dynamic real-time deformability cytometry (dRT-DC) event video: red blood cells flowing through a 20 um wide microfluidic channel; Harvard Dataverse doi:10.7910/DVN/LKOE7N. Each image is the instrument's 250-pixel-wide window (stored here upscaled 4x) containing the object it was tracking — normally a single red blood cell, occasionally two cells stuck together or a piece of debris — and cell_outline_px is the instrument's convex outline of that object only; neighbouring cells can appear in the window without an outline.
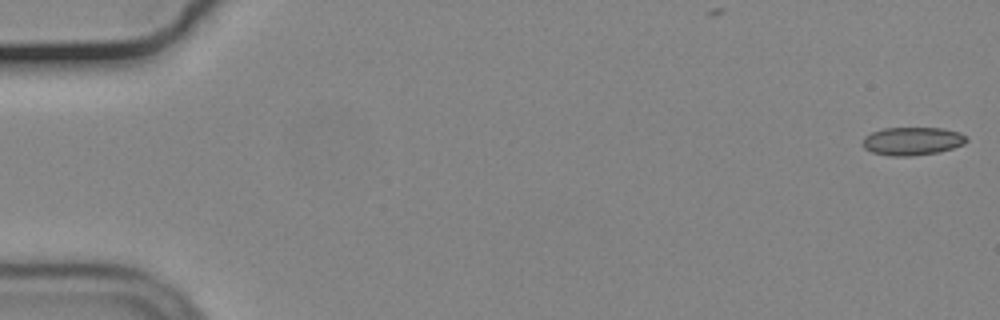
{"species": "common noctule bat (a hibernating species)", "species_latin": "Nyctalus noctula", "temperature_condition": "cold", "stored_images_in_passage": 55, "camera_frame_rate_fps": 3000, "um_per_image_px": 0.085, "animal": {"sex": "male", "body_mass_g": 19.2, "forearm_length_mm": 51.8}, "frame": {"image": 1, "passage_image": 1, "time_ms": 0.0, "image_size_px": [1000, 320], "cell_outline_px": [[968, 140], [964, 144], [940, 152], [912, 156], [888, 156], [872, 152], [864, 148], [860, 144], [864, 136], [872, 132], [884, 128], [940, 128], [960, 132], [968, 136]], "centroid_in_image_um": [77.53, 12.0], "position_along_channel_um": 7.5, "area_um2": 17.28}}
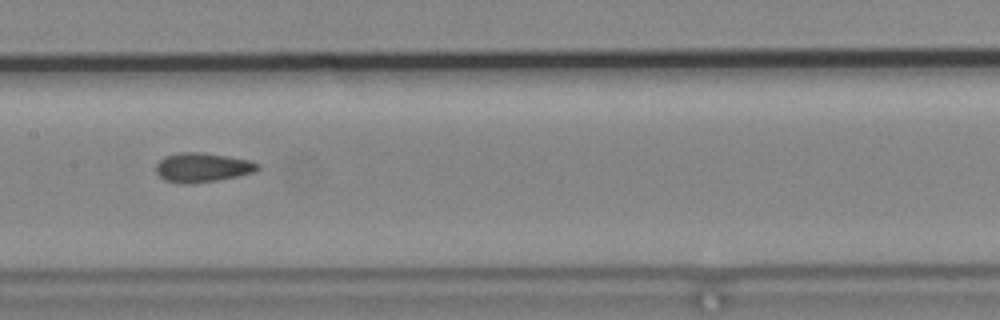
{"frame": {"image": 2, "passage_image": 28, "time_ms": 9.0, "image_size_px": [1000, 320], "cell_outline_px": [[260, 168], [252, 172], [236, 176], [216, 180], [188, 184], [164, 180], [156, 172], [156, 164], [164, 156], [180, 152], [200, 152], [228, 156], [248, 160], [260, 164]], "centroid_in_image_um": [17.17, 14.22], "position_along_channel_um": 190.2, "area_um2": 17.17}}
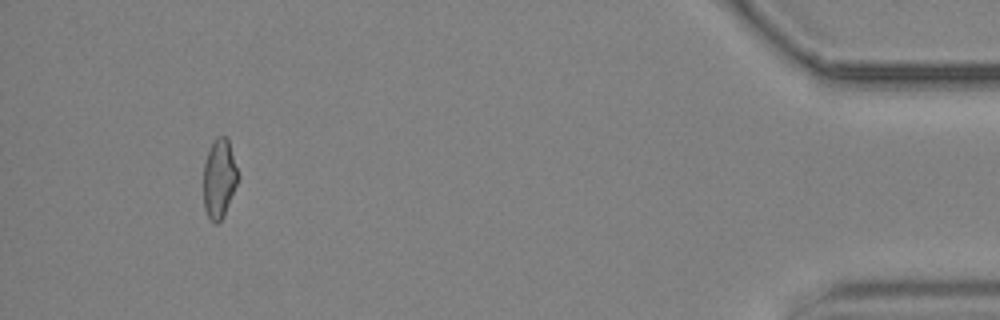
{"frame": {"image": 3, "passage_image": 52, "time_ms": 17.0, "image_size_px": [1000, 320], "cell_outline_px": [[240, 176], [224, 216], [216, 224], [208, 216], [204, 208], [204, 164], [208, 152], [216, 136], [224, 136], [228, 140]], "centroid_in_image_um": [18.65, 15.18], "position_along_channel_um": 416.6, "area_um2": 15.78}, "authors_computed_cell_mechanics": {"area_um2": 16.762, "velocity_mm_per_s": 3.7117, "shape_relaxation_time_tau1_ms": 10.0369, "shape_relaxation_time_tau2_ms": 1.828, "deformation_change_tau1": 0.171, "deformation_change_tau2": 0.0891}}